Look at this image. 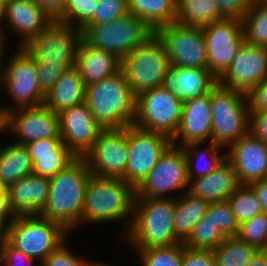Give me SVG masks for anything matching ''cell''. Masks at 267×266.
<instances>
[{
    "label": "cell",
    "mask_w": 267,
    "mask_h": 266,
    "mask_svg": "<svg viewBox=\"0 0 267 266\" xmlns=\"http://www.w3.org/2000/svg\"><path fill=\"white\" fill-rule=\"evenodd\" d=\"M91 175L83 158H76L49 179V195L40 216L57 222L67 232L82 225L85 188Z\"/></svg>",
    "instance_id": "6da1fadb"
},
{
    "label": "cell",
    "mask_w": 267,
    "mask_h": 266,
    "mask_svg": "<svg viewBox=\"0 0 267 266\" xmlns=\"http://www.w3.org/2000/svg\"><path fill=\"white\" fill-rule=\"evenodd\" d=\"M84 101L102 129L131 126L136 114V95L120 68L100 82L85 86Z\"/></svg>",
    "instance_id": "7a4b0ae2"
},
{
    "label": "cell",
    "mask_w": 267,
    "mask_h": 266,
    "mask_svg": "<svg viewBox=\"0 0 267 266\" xmlns=\"http://www.w3.org/2000/svg\"><path fill=\"white\" fill-rule=\"evenodd\" d=\"M134 199L135 189L123 179L91 174L85 188L82 224L123 219L127 221L123 230L126 235L133 219Z\"/></svg>",
    "instance_id": "3957f363"
},
{
    "label": "cell",
    "mask_w": 267,
    "mask_h": 266,
    "mask_svg": "<svg viewBox=\"0 0 267 266\" xmlns=\"http://www.w3.org/2000/svg\"><path fill=\"white\" fill-rule=\"evenodd\" d=\"M175 203L176 198H135L132 223L124 235L128 246L147 249L181 243L173 230Z\"/></svg>",
    "instance_id": "277c9868"
},
{
    "label": "cell",
    "mask_w": 267,
    "mask_h": 266,
    "mask_svg": "<svg viewBox=\"0 0 267 266\" xmlns=\"http://www.w3.org/2000/svg\"><path fill=\"white\" fill-rule=\"evenodd\" d=\"M68 233L57 222L39 214L17 215L5 227V239L27 257L39 260V263L67 240Z\"/></svg>",
    "instance_id": "5b68a950"
},
{
    "label": "cell",
    "mask_w": 267,
    "mask_h": 266,
    "mask_svg": "<svg viewBox=\"0 0 267 266\" xmlns=\"http://www.w3.org/2000/svg\"><path fill=\"white\" fill-rule=\"evenodd\" d=\"M212 142L223 148L250 132L246 94L217 84L211 90Z\"/></svg>",
    "instance_id": "8992f818"
},
{
    "label": "cell",
    "mask_w": 267,
    "mask_h": 266,
    "mask_svg": "<svg viewBox=\"0 0 267 266\" xmlns=\"http://www.w3.org/2000/svg\"><path fill=\"white\" fill-rule=\"evenodd\" d=\"M81 32L87 43L113 54L120 61L153 34L131 13L112 22L85 25Z\"/></svg>",
    "instance_id": "52a82bcc"
},
{
    "label": "cell",
    "mask_w": 267,
    "mask_h": 266,
    "mask_svg": "<svg viewBox=\"0 0 267 266\" xmlns=\"http://www.w3.org/2000/svg\"><path fill=\"white\" fill-rule=\"evenodd\" d=\"M169 66L164 45L154 33L121 60V69L136 96L162 86Z\"/></svg>",
    "instance_id": "ba28073f"
},
{
    "label": "cell",
    "mask_w": 267,
    "mask_h": 266,
    "mask_svg": "<svg viewBox=\"0 0 267 266\" xmlns=\"http://www.w3.org/2000/svg\"><path fill=\"white\" fill-rule=\"evenodd\" d=\"M183 102L164 87H156L136 96L135 127L160 133L171 140L177 133L181 120Z\"/></svg>",
    "instance_id": "9c48e42d"
},
{
    "label": "cell",
    "mask_w": 267,
    "mask_h": 266,
    "mask_svg": "<svg viewBox=\"0 0 267 266\" xmlns=\"http://www.w3.org/2000/svg\"><path fill=\"white\" fill-rule=\"evenodd\" d=\"M81 38V30L53 21L21 48L36 61V65L57 64L69 69L75 66Z\"/></svg>",
    "instance_id": "30bf717a"
},
{
    "label": "cell",
    "mask_w": 267,
    "mask_h": 266,
    "mask_svg": "<svg viewBox=\"0 0 267 266\" xmlns=\"http://www.w3.org/2000/svg\"><path fill=\"white\" fill-rule=\"evenodd\" d=\"M189 188L187 159L184 149L170 145L157 164L135 189V198H175L169 193Z\"/></svg>",
    "instance_id": "8fae6325"
},
{
    "label": "cell",
    "mask_w": 267,
    "mask_h": 266,
    "mask_svg": "<svg viewBox=\"0 0 267 266\" xmlns=\"http://www.w3.org/2000/svg\"><path fill=\"white\" fill-rule=\"evenodd\" d=\"M1 87H5L15 108L2 107L5 114L13 109L44 104L45 95L39 90L36 61L21 47L2 64Z\"/></svg>",
    "instance_id": "7c38bea8"
},
{
    "label": "cell",
    "mask_w": 267,
    "mask_h": 266,
    "mask_svg": "<svg viewBox=\"0 0 267 266\" xmlns=\"http://www.w3.org/2000/svg\"><path fill=\"white\" fill-rule=\"evenodd\" d=\"M153 33L164 45L170 65L207 68V49L202 27L174 22L157 28Z\"/></svg>",
    "instance_id": "4fadbf2b"
},
{
    "label": "cell",
    "mask_w": 267,
    "mask_h": 266,
    "mask_svg": "<svg viewBox=\"0 0 267 266\" xmlns=\"http://www.w3.org/2000/svg\"><path fill=\"white\" fill-rule=\"evenodd\" d=\"M171 144L172 140L163 134L128 126L125 182L136 189Z\"/></svg>",
    "instance_id": "5bb4252c"
},
{
    "label": "cell",
    "mask_w": 267,
    "mask_h": 266,
    "mask_svg": "<svg viewBox=\"0 0 267 266\" xmlns=\"http://www.w3.org/2000/svg\"><path fill=\"white\" fill-rule=\"evenodd\" d=\"M83 159L91 174L125 181L127 127L102 129Z\"/></svg>",
    "instance_id": "9a60e30c"
},
{
    "label": "cell",
    "mask_w": 267,
    "mask_h": 266,
    "mask_svg": "<svg viewBox=\"0 0 267 266\" xmlns=\"http://www.w3.org/2000/svg\"><path fill=\"white\" fill-rule=\"evenodd\" d=\"M202 30L207 49V68L218 79L245 42L242 20L224 18L202 27Z\"/></svg>",
    "instance_id": "2e32d148"
},
{
    "label": "cell",
    "mask_w": 267,
    "mask_h": 266,
    "mask_svg": "<svg viewBox=\"0 0 267 266\" xmlns=\"http://www.w3.org/2000/svg\"><path fill=\"white\" fill-rule=\"evenodd\" d=\"M5 130L15 133L18 139L13 142L22 145L43 139H61L59 115L45 104L13 109L8 112Z\"/></svg>",
    "instance_id": "e0dca14e"
},
{
    "label": "cell",
    "mask_w": 267,
    "mask_h": 266,
    "mask_svg": "<svg viewBox=\"0 0 267 266\" xmlns=\"http://www.w3.org/2000/svg\"><path fill=\"white\" fill-rule=\"evenodd\" d=\"M267 78V48L244 42L229 67L218 78V84L246 94Z\"/></svg>",
    "instance_id": "ac0fdd59"
},
{
    "label": "cell",
    "mask_w": 267,
    "mask_h": 266,
    "mask_svg": "<svg viewBox=\"0 0 267 266\" xmlns=\"http://www.w3.org/2000/svg\"><path fill=\"white\" fill-rule=\"evenodd\" d=\"M58 115L62 142L77 158H83L102 128L93 119L85 101L61 111Z\"/></svg>",
    "instance_id": "d6986e66"
},
{
    "label": "cell",
    "mask_w": 267,
    "mask_h": 266,
    "mask_svg": "<svg viewBox=\"0 0 267 266\" xmlns=\"http://www.w3.org/2000/svg\"><path fill=\"white\" fill-rule=\"evenodd\" d=\"M241 185L267 178V146L251 132L241 137L225 151Z\"/></svg>",
    "instance_id": "ffe728a7"
},
{
    "label": "cell",
    "mask_w": 267,
    "mask_h": 266,
    "mask_svg": "<svg viewBox=\"0 0 267 266\" xmlns=\"http://www.w3.org/2000/svg\"><path fill=\"white\" fill-rule=\"evenodd\" d=\"M206 141H212L211 92L183 102L181 120L172 145L183 148Z\"/></svg>",
    "instance_id": "44dd1931"
},
{
    "label": "cell",
    "mask_w": 267,
    "mask_h": 266,
    "mask_svg": "<svg viewBox=\"0 0 267 266\" xmlns=\"http://www.w3.org/2000/svg\"><path fill=\"white\" fill-rule=\"evenodd\" d=\"M52 22L53 20L31 0H11L1 9V37L6 45L4 41L6 34L3 29L9 26V31L11 29L17 33L19 40L21 39L19 44L21 47L30 38L45 30ZM5 23L7 25L4 27Z\"/></svg>",
    "instance_id": "7402d4cb"
},
{
    "label": "cell",
    "mask_w": 267,
    "mask_h": 266,
    "mask_svg": "<svg viewBox=\"0 0 267 266\" xmlns=\"http://www.w3.org/2000/svg\"><path fill=\"white\" fill-rule=\"evenodd\" d=\"M218 84L217 77L208 68H187L170 65L162 87L185 102L211 92Z\"/></svg>",
    "instance_id": "603a6c76"
},
{
    "label": "cell",
    "mask_w": 267,
    "mask_h": 266,
    "mask_svg": "<svg viewBox=\"0 0 267 266\" xmlns=\"http://www.w3.org/2000/svg\"><path fill=\"white\" fill-rule=\"evenodd\" d=\"M49 178L30 174L8 186V203L14 216L39 214L46 206Z\"/></svg>",
    "instance_id": "cb8c5ba5"
},
{
    "label": "cell",
    "mask_w": 267,
    "mask_h": 266,
    "mask_svg": "<svg viewBox=\"0 0 267 266\" xmlns=\"http://www.w3.org/2000/svg\"><path fill=\"white\" fill-rule=\"evenodd\" d=\"M235 169L224 158L208 175L189 179L188 192L208 203L227 200L240 186Z\"/></svg>",
    "instance_id": "d4e9b609"
},
{
    "label": "cell",
    "mask_w": 267,
    "mask_h": 266,
    "mask_svg": "<svg viewBox=\"0 0 267 266\" xmlns=\"http://www.w3.org/2000/svg\"><path fill=\"white\" fill-rule=\"evenodd\" d=\"M33 162V174L52 178L77 157L61 139H43L25 144Z\"/></svg>",
    "instance_id": "484cf974"
},
{
    "label": "cell",
    "mask_w": 267,
    "mask_h": 266,
    "mask_svg": "<svg viewBox=\"0 0 267 266\" xmlns=\"http://www.w3.org/2000/svg\"><path fill=\"white\" fill-rule=\"evenodd\" d=\"M75 67L83 85L87 86L114 74L121 68V61L113 54L94 47L81 38L77 47Z\"/></svg>",
    "instance_id": "4316f807"
},
{
    "label": "cell",
    "mask_w": 267,
    "mask_h": 266,
    "mask_svg": "<svg viewBox=\"0 0 267 266\" xmlns=\"http://www.w3.org/2000/svg\"><path fill=\"white\" fill-rule=\"evenodd\" d=\"M85 86L77 68L67 69L45 96L44 104L55 113L84 101Z\"/></svg>",
    "instance_id": "83f0119b"
},
{
    "label": "cell",
    "mask_w": 267,
    "mask_h": 266,
    "mask_svg": "<svg viewBox=\"0 0 267 266\" xmlns=\"http://www.w3.org/2000/svg\"><path fill=\"white\" fill-rule=\"evenodd\" d=\"M128 12L138 17L152 32L175 22L177 0H127Z\"/></svg>",
    "instance_id": "f1b7e54d"
},
{
    "label": "cell",
    "mask_w": 267,
    "mask_h": 266,
    "mask_svg": "<svg viewBox=\"0 0 267 266\" xmlns=\"http://www.w3.org/2000/svg\"><path fill=\"white\" fill-rule=\"evenodd\" d=\"M209 203L200 197L186 191L181 197H176L173 230L180 242L190 235L192 228L204 217Z\"/></svg>",
    "instance_id": "f546056e"
},
{
    "label": "cell",
    "mask_w": 267,
    "mask_h": 266,
    "mask_svg": "<svg viewBox=\"0 0 267 266\" xmlns=\"http://www.w3.org/2000/svg\"><path fill=\"white\" fill-rule=\"evenodd\" d=\"M33 174V162L25 145L10 142L0 148V181L7 186Z\"/></svg>",
    "instance_id": "4dcf8cb0"
},
{
    "label": "cell",
    "mask_w": 267,
    "mask_h": 266,
    "mask_svg": "<svg viewBox=\"0 0 267 266\" xmlns=\"http://www.w3.org/2000/svg\"><path fill=\"white\" fill-rule=\"evenodd\" d=\"M222 19L216 0H177L175 22L178 24L204 27Z\"/></svg>",
    "instance_id": "1f68e13d"
},
{
    "label": "cell",
    "mask_w": 267,
    "mask_h": 266,
    "mask_svg": "<svg viewBox=\"0 0 267 266\" xmlns=\"http://www.w3.org/2000/svg\"><path fill=\"white\" fill-rule=\"evenodd\" d=\"M200 145L201 143H192L183 147L187 159L189 179H196L208 175L225 158V153H219L221 147L217 146L212 141L209 142L208 147L204 150L197 148ZM204 160L206 161L204 162Z\"/></svg>",
    "instance_id": "d6a6232c"
},
{
    "label": "cell",
    "mask_w": 267,
    "mask_h": 266,
    "mask_svg": "<svg viewBox=\"0 0 267 266\" xmlns=\"http://www.w3.org/2000/svg\"><path fill=\"white\" fill-rule=\"evenodd\" d=\"M258 250L237 236L226 237L212 251L216 266H248Z\"/></svg>",
    "instance_id": "836d02e7"
},
{
    "label": "cell",
    "mask_w": 267,
    "mask_h": 266,
    "mask_svg": "<svg viewBox=\"0 0 267 266\" xmlns=\"http://www.w3.org/2000/svg\"><path fill=\"white\" fill-rule=\"evenodd\" d=\"M242 27L247 44L267 48V5L253 0L242 18Z\"/></svg>",
    "instance_id": "e575fe53"
},
{
    "label": "cell",
    "mask_w": 267,
    "mask_h": 266,
    "mask_svg": "<svg viewBox=\"0 0 267 266\" xmlns=\"http://www.w3.org/2000/svg\"><path fill=\"white\" fill-rule=\"evenodd\" d=\"M225 238L226 236L212 222L208 205L204 217L192 228L183 245L189 249L213 251Z\"/></svg>",
    "instance_id": "d590c367"
},
{
    "label": "cell",
    "mask_w": 267,
    "mask_h": 266,
    "mask_svg": "<svg viewBox=\"0 0 267 266\" xmlns=\"http://www.w3.org/2000/svg\"><path fill=\"white\" fill-rule=\"evenodd\" d=\"M142 261V266H182L184 255L183 243L176 245L135 249Z\"/></svg>",
    "instance_id": "8d00e7d4"
},
{
    "label": "cell",
    "mask_w": 267,
    "mask_h": 266,
    "mask_svg": "<svg viewBox=\"0 0 267 266\" xmlns=\"http://www.w3.org/2000/svg\"><path fill=\"white\" fill-rule=\"evenodd\" d=\"M227 201L239 224L263 212L254 191L248 185H240Z\"/></svg>",
    "instance_id": "74e56055"
},
{
    "label": "cell",
    "mask_w": 267,
    "mask_h": 266,
    "mask_svg": "<svg viewBox=\"0 0 267 266\" xmlns=\"http://www.w3.org/2000/svg\"><path fill=\"white\" fill-rule=\"evenodd\" d=\"M98 0H67L62 17L57 21L81 30L93 17Z\"/></svg>",
    "instance_id": "f35d334b"
},
{
    "label": "cell",
    "mask_w": 267,
    "mask_h": 266,
    "mask_svg": "<svg viewBox=\"0 0 267 266\" xmlns=\"http://www.w3.org/2000/svg\"><path fill=\"white\" fill-rule=\"evenodd\" d=\"M237 237L257 250H267V214L262 212L241 223Z\"/></svg>",
    "instance_id": "ab89813d"
},
{
    "label": "cell",
    "mask_w": 267,
    "mask_h": 266,
    "mask_svg": "<svg viewBox=\"0 0 267 266\" xmlns=\"http://www.w3.org/2000/svg\"><path fill=\"white\" fill-rule=\"evenodd\" d=\"M209 216L226 237L237 236L239 223L227 200L209 203Z\"/></svg>",
    "instance_id": "60d3db41"
},
{
    "label": "cell",
    "mask_w": 267,
    "mask_h": 266,
    "mask_svg": "<svg viewBox=\"0 0 267 266\" xmlns=\"http://www.w3.org/2000/svg\"><path fill=\"white\" fill-rule=\"evenodd\" d=\"M128 12L127 0H98L92 19L86 25L115 21Z\"/></svg>",
    "instance_id": "b9f144b4"
},
{
    "label": "cell",
    "mask_w": 267,
    "mask_h": 266,
    "mask_svg": "<svg viewBox=\"0 0 267 266\" xmlns=\"http://www.w3.org/2000/svg\"><path fill=\"white\" fill-rule=\"evenodd\" d=\"M66 242L65 240L52 251L42 262V266H85L88 260L75 255L70 248H67Z\"/></svg>",
    "instance_id": "7bdbcfd3"
},
{
    "label": "cell",
    "mask_w": 267,
    "mask_h": 266,
    "mask_svg": "<svg viewBox=\"0 0 267 266\" xmlns=\"http://www.w3.org/2000/svg\"><path fill=\"white\" fill-rule=\"evenodd\" d=\"M39 90L46 96L67 70L66 67L57 64L36 65Z\"/></svg>",
    "instance_id": "ee69618b"
},
{
    "label": "cell",
    "mask_w": 267,
    "mask_h": 266,
    "mask_svg": "<svg viewBox=\"0 0 267 266\" xmlns=\"http://www.w3.org/2000/svg\"><path fill=\"white\" fill-rule=\"evenodd\" d=\"M34 258L27 257L22 251L14 248L5 238L0 245V266H33ZM34 266H42V263Z\"/></svg>",
    "instance_id": "f6af8a7d"
},
{
    "label": "cell",
    "mask_w": 267,
    "mask_h": 266,
    "mask_svg": "<svg viewBox=\"0 0 267 266\" xmlns=\"http://www.w3.org/2000/svg\"><path fill=\"white\" fill-rule=\"evenodd\" d=\"M246 97L250 114L267 111V78L252 87Z\"/></svg>",
    "instance_id": "bcb514c9"
},
{
    "label": "cell",
    "mask_w": 267,
    "mask_h": 266,
    "mask_svg": "<svg viewBox=\"0 0 267 266\" xmlns=\"http://www.w3.org/2000/svg\"><path fill=\"white\" fill-rule=\"evenodd\" d=\"M220 13L224 18L242 20L253 0H216Z\"/></svg>",
    "instance_id": "7dc6e473"
},
{
    "label": "cell",
    "mask_w": 267,
    "mask_h": 266,
    "mask_svg": "<svg viewBox=\"0 0 267 266\" xmlns=\"http://www.w3.org/2000/svg\"><path fill=\"white\" fill-rule=\"evenodd\" d=\"M182 266H216L212 251L189 249L184 246Z\"/></svg>",
    "instance_id": "c3c4849f"
},
{
    "label": "cell",
    "mask_w": 267,
    "mask_h": 266,
    "mask_svg": "<svg viewBox=\"0 0 267 266\" xmlns=\"http://www.w3.org/2000/svg\"><path fill=\"white\" fill-rule=\"evenodd\" d=\"M35 5L41 8L47 16L58 21L64 12L67 0H31Z\"/></svg>",
    "instance_id": "681fc988"
},
{
    "label": "cell",
    "mask_w": 267,
    "mask_h": 266,
    "mask_svg": "<svg viewBox=\"0 0 267 266\" xmlns=\"http://www.w3.org/2000/svg\"><path fill=\"white\" fill-rule=\"evenodd\" d=\"M250 132L267 146V111L250 114Z\"/></svg>",
    "instance_id": "f907efd6"
},
{
    "label": "cell",
    "mask_w": 267,
    "mask_h": 266,
    "mask_svg": "<svg viewBox=\"0 0 267 266\" xmlns=\"http://www.w3.org/2000/svg\"><path fill=\"white\" fill-rule=\"evenodd\" d=\"M14 217L8 203V186L0 181V222L6 227Z\"/></svg>",
    "instance_id": "816d5d0a"
},
{
    "label": "cell",
    "mask_w": 267,
    "mask_h": 266,
    "mask_svg": "<svg viewBox=\"0 0 267 266\" xmlns=\"http://www.w3.org/2000/svg\"><path fill=\"white\" fill-rule=\"evenodd\" d=\"M255 193L262 211L267 214V178L248 185Z\"/></svg>",
    "instance_id": "f5cc1de1"
},
{
    "label": "cell",
    "mask_w": 267,
    "mask_h": 266,
    "mask_svg": "<svg viewBox=\"0 0 267 266\" xmlns=\"http://www.w3.org/2000/svg\"><path fill=\"white\" fill-rule=\"evenodd\" d=\"M248 266H267V250H258Z\"/></svg>",
    "instance_id": "db71d44e"
},
{
    "label": "cell",
    "mask_w": 267,
    "mask_h": 266,
    "mask_svg": "<svg viewBox=\"0 0 267 266\" xmlns=\"http://www.w3.org/2000/svg\"><path fill=\"white\" fill-rule=\"evenodd\" d=\"M5 128H6V114L4 113L2 107H0V134L6 131Z\"/></svg>",
    "instance_id": "11a10c76"
},
{
    "label": "cell",
    "mask_w": 267,
    "mask_h": 266,
    "mask_svg": "<svg viewBox=\"0 0 267 266\" xmlns=\"http://www.w3.org/2000/svg\"><path fill=\"white\" fill-rule=\"evenodd\" d=\"M1 33H2V32L0 31V60L3 59V58H2V57L4 56V53H3V52H5V51H4V48H5L4 45H5V44H4L3 39H2V37H1Z\"/></svg>",
    "instance_id": "9f6ffc18"
},
{
    "label": "cell",
    "mask_w": 267,
    "mask_h": 266,
    "mask_svg": "<svg viewBox=\"0 0 267 266\" xmlns=\"http://www.w3.org/2000/svg\"><path fill=\"white\" fill-rule=\"evenodd\" d=\"M5 238V226L0 222V245Z\"/></svg>",
    "instance_id": "6f0895ef"
},
{
    "label": "cell",
    "mask_w": 267,
    "mask_h": 266,
    "mask_svg": "<svg viewBox=\"0 0 267 266\" xmlns=\"http://www.w3.org/2000/svg\"><path fill=\"white\" fill-rule=\"evenodd\" d=\"M85 266H109V265L104 264L102 262L101 263L100 262H93V261L89 262V260H88Z\"/></svg>",
    "instance_id": "680465c9"
},
{
    "label": "cell",
    "mask_w": 267,
    "mask_h": 266,
    "mask_svg": "<svg viewBox=\"0 0 267 266\" xmlns=\"http://www.w3.org/2000/svg\"><path fill=\"white\" fill-rule=\"evenodd\" d=\"M2 61H3V59L0 61V95H2V94H1Z\"/></svg>",
    "instance_id": "91938a15"
},
{
    "label": "cell",
    "mask_w": 267,
    "mask_h": 266,
    "mask_svg": "<svg viewBox=\"0 0 267 266\" xmlns=\"http://www.w3.org/2000/svg\"><path fill=\"white\" fill-rule=\"evenodd\" d=\"M254 1L261 3L263 5H267V0H254Z\"/></svg>",
    "instance_id": "94428289"
},
{
    "label": "cell",
    "mask_w": 267,
    "mask_h": 266,
    "mask_svg": "<svg viewBox=\"0 0 267 266\" xmlns=\"http://www.w3.org/2000/svg\"><path fill=\"white\" fill-rule=\"evenodd\" d=\"M11 0H0V6L2 7L7 2H10Z\"/></svg>",
    "instance_id": "6125c7cd"
},
{
    "label": "cell",
    "mask_w": 267,
    "mask_h": 266,
    "mask_svg": "<svg viewBox=\"0 0 267 266\" xmlns=\"http://www.w3.org/2000/svg\"><path fill=\"white\" fill-rule=\"evenodd\" d=\"M1 9H2V7L0 6V31H2V29H1Z\"/></svg>",
    "instance_id": "be15d7a7"
}]
</instances>
